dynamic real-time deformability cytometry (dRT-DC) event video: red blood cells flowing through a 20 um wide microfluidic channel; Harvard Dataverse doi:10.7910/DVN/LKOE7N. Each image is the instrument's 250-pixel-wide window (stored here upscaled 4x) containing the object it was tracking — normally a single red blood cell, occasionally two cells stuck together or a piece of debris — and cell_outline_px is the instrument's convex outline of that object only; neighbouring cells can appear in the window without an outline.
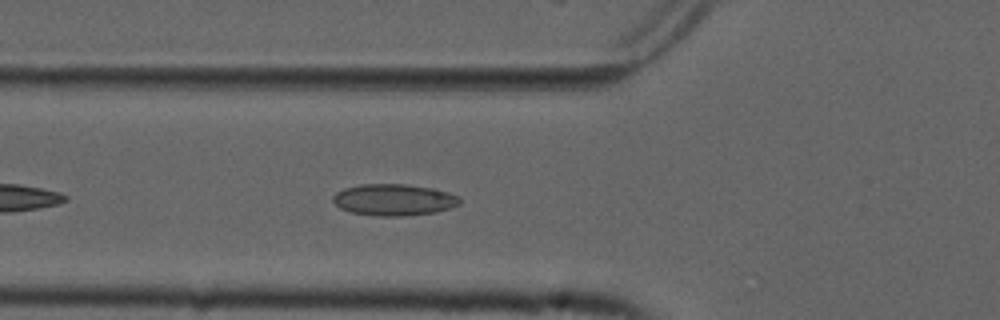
{"species": "common noctule bat (a hibernating species)", "species_latin": "Nyctalus noctula", "temperature_condition": "cold", "stored_images_in_passage": 39, "camera_frame_rate_fps": 3000, "um_per_image_px": 0.085, "animal": {"sex": "male", "forearm_length_mm": 52.5}, "frame": {"image": 1, "passage_image": 6, "time_ms": 1.667, "image_size_px": [1000, 320], "cell_outline_px": [[460, 204], [436, 212], [404, 216], [376, 216], [348, 212], [340, 208], [332, 200], [332, 196], [336, 192], [344, 188], [360, 184], [404, 184], [432, 188], [448, 192], [460, 196]], "centroid_in_image_um": [33.45, 16.98], "position_along_channel_um": 92.3, "area_um2": 23.47}}
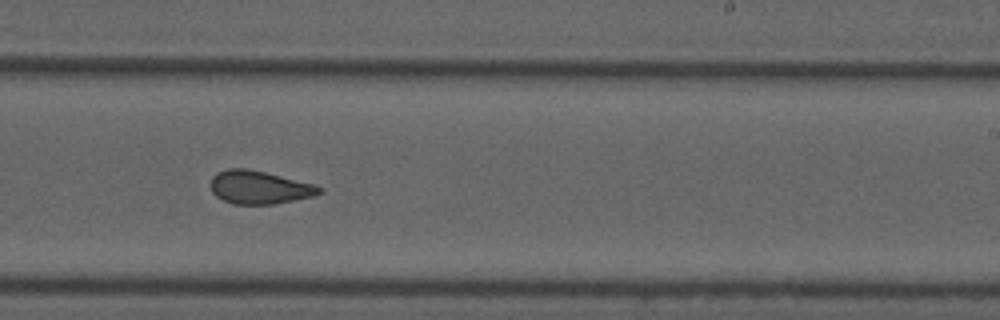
{"frame": {"image": 2, "passage_image": 20, "time_ms": 6.333, "image_size_px": [1000, 320], "cell_outline_px": [[324, 192], [312, 196], [272, 204], [232, 204], [216, 196], [212, 192], [212, 176], [216, 172], [228, 168], [248, 168], [316, 184], [324, 188]], "centroid_in_image_um": [22.06, 15.91], "position_along_channel_um": 266.9, "area_um2": 21.04}}
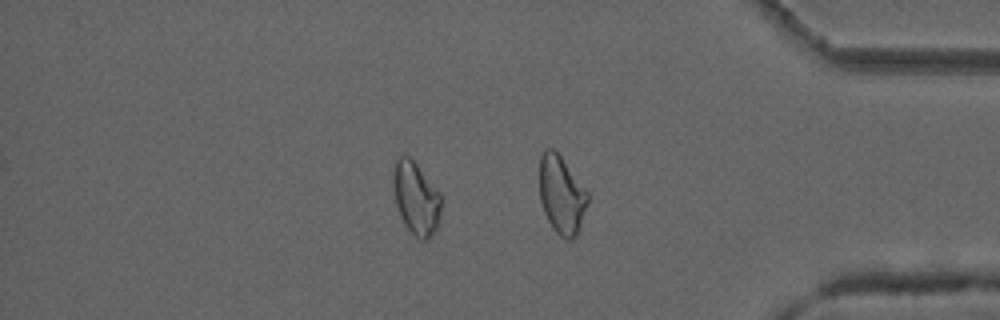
{"frame": {"image": 3, "passage_image": 31, "time_ms": 10.0, "image_size_px": [1000, 320], "cell_outline_px": [[440, 216], [436, 228], [428, 240], [420, 240], [404, 224], [396, 204], [392, 180], [392, 176], [396, 160], [400, 156], [408, 156], [416, 164], [440, 192]], "centroid_in_image_um": [35.35, 16.85], "position_along_channel_um": 399.8, "area_um2": 20.0}, "authors_computed_cell_mechanics": {"area_um2": 21.3282, "velocity_mm_per_s": 3.7437, "shape_relaxation_time_tau1_ms": null, "shape_relaxation_time_tau2_ms": 1.9584, "deformation_change_tau1": null, "deformation_change_tau2": 0.0913}}